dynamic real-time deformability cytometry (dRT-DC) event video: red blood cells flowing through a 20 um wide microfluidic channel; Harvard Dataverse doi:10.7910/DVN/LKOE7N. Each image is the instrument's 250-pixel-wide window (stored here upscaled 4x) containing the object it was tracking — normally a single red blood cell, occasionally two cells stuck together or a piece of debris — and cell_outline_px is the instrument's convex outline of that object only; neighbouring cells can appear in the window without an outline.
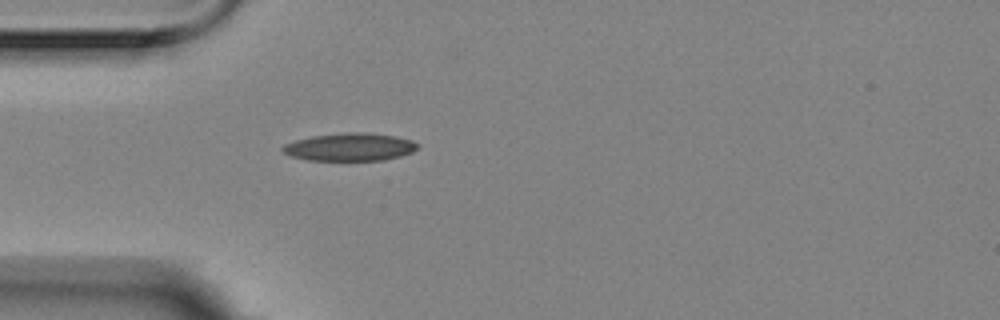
{"species": "Egyptian fruit bat (a non-hibernating species)", "species_latin": "Rousettus aegyptiacus", "temperature_condition": "room temperature", "stored_images_in_passage": 4, "camera_frame_rate_fps": 3000, "um_per_image_px": 0.085, "animal": {"sex": "female"}, "frame": {"image": 1, "passage_image": 4, "time_ms": 1.0, "image_size_px": [1000, 320], "cell_outline_px": [[416, 148], [412, 152], [400, 156], [384, 160], [308, 160], [292, 156], [284, 152], [280, 148], [284, 144], [296, 140], [312, 136], [348, 132], [364, 132], [396, 136], [412, 140], [416, 144]], "centroid_in_image_um": [29.72, 12.49], "position_along_channel_um": 55.3, "area_um2": 21.68}}